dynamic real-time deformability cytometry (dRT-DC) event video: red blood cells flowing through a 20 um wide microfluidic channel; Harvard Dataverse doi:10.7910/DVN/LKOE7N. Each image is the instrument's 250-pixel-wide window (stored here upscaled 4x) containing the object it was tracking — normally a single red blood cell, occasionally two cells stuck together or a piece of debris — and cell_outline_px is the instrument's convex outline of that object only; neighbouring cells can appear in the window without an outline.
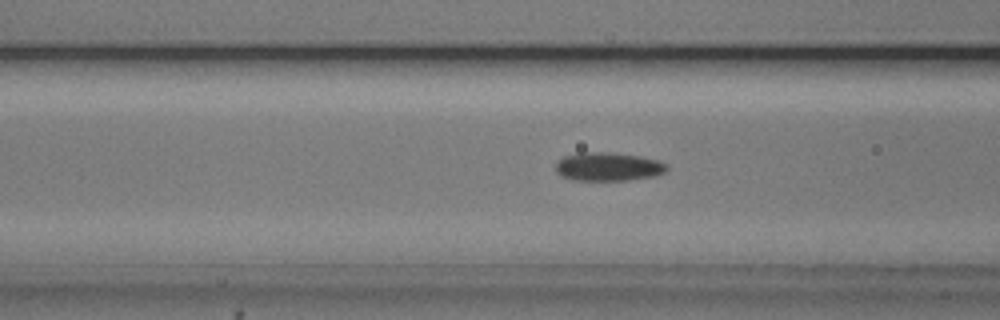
{"species": "common noctule bat (a hibernating species)", "species_latin": "Nyctalus noctula", "temperature_condition": "cold", "stored_images_in_passage": 53, "camera_frame_rate_fps": 3000, "um_per_image_px": 0.085, "animal": {"sex": "male", "body_mass_g": 20.5, "forearm_length_mm": 52.5}, "frame": {"image": 1, "passage_image": 20, "time_ms": 6.333, "image_size_px": [1000, 320], "cell_outline_px": [[668, 168], [664, 172], [656, 176], [628, 180], [572, 180], [560, 176], [556, 172], [556, 160], [564, 156], [580, 152], [608, 152], [640, 156], [656, 160], [668, 164]], "centroid_in_image_um": [51.66, 14.17], "position_along_channel_um": 114.9, "area_um2": 18.67}}
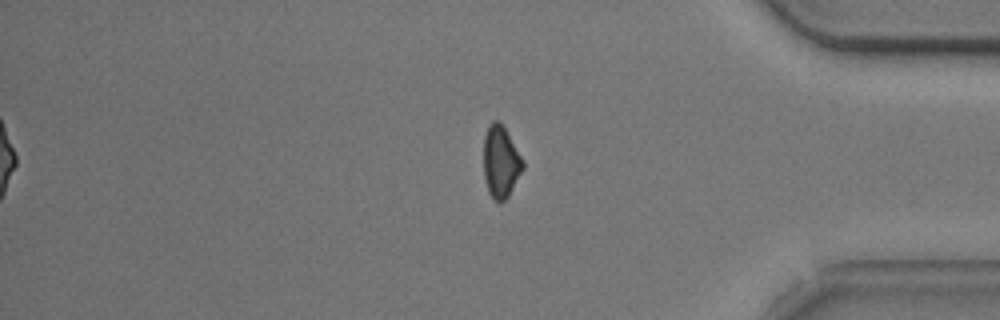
{"frame": {"image": 2, "passage_image": 44, "time_ms": 14.333, "image_size_px": [1000, 320], "cell_outline_px": [[524, 168], [508, 196], [500, 204], [492, 200], [488, 192], [484, 176], [484, 136], [488, 124], [492, 120], [500, 120], [524, 160]], "centroid_in_image_um": [42.56, 13.75], "position_along_channel_um": 392.6, "area_um2": 16.76}}
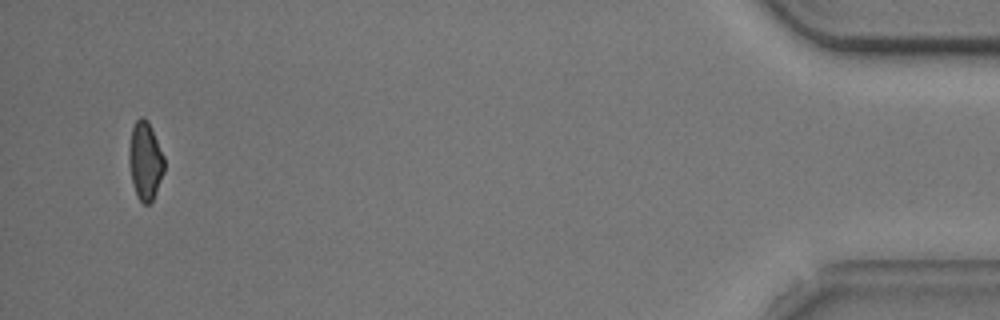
{"frame": {"image": 3, "passage_image": 51, "time_ms": 16.667, "image_size_px": [1000, 320], "cell_outline_px": [[164, 172], [156, 192], [152, 200], [148, 204], [144, 204], [136, 196], [128, 164], [128, 148], [132, 128], [136, 120], [140, 116], [144, 116], [148, 120], [152, 128], [164, 156]], "centroid_in_image_um": [12.33, 13.64], "position_along_channel_um": 422.9, "area_um2": 16.24}, "authors_computed_cell_mechanics": {"area_um2": 17.4556, "velocity_mm_per_s": 3.7737, "shape_relaxation_time_tau1_ms": 2.0841, "shape_relaxation_time_tau2_ms": 10.5941, "deformation_change_tau1": 0.0899, "deformation_change_tau2": 0.1942}}